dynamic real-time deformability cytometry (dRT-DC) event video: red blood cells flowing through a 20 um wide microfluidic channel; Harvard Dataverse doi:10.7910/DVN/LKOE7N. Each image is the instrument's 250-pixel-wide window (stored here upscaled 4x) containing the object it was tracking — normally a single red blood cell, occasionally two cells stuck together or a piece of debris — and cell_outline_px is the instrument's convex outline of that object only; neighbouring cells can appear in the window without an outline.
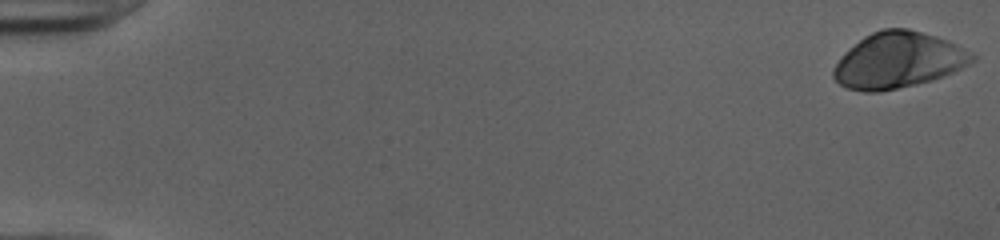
{"species": "human", "species_latin": "Homo sapiens", "temperature_condition": "cold", "stored_images_in_passage": 52, "camera_frame_rate_fps": 3000, "um_per_image_px": 0.085, "donor": {"sex": "female"}, "frame": {"image": 1, "passage_image": 1, "time_ms": 0.0, "image_size_px": [1000, 240], "cell_outline_px": [[976, 60], [944, 76], [932, 80], [916, 84], [880, 92], [864, 92], [848, 88], [840, 84], [832, 76], [832, 68], [840, 56], [844, 52], [864, 36], [872, 32], [884, 28], [908, 28], [936, 36], [948, 40], [976, 56]], "centroid_in_image_um": [76.31, 5.12], "position_along_channel_um": 8.7, "area_um2": 45.08}}
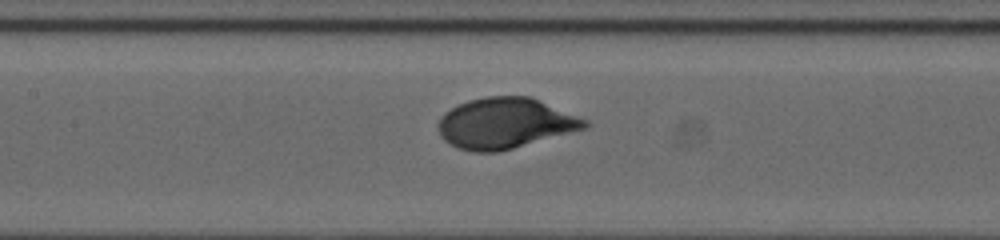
{"frame": {"image": 2, "passage_image": 26, "time_ms": 8.333, "image_size_px": [1000, 240], "cell_outline_px": [[592, 124], [588, 128], [512, 148], [496, 152], [472, 152], [456, 148], [444, 140], [440, 136], [436, 124], [440, 116], [444, 112], [468, 100], [484, 96], [528, 96], [588, 120]], "centroid_in_image_um": [42.9, 10.48], "position_along_channel_um": 164.5, "area_um2": 43.35}}
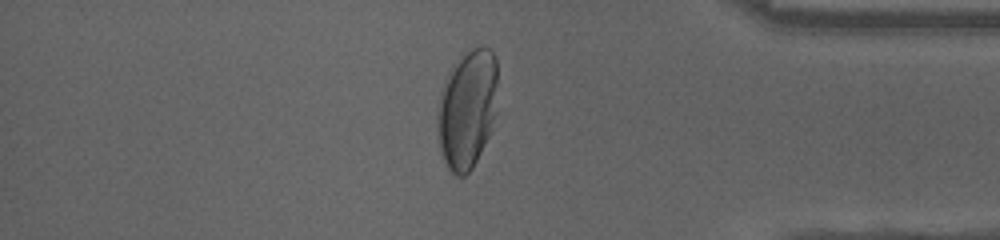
{"frame": {"image": 3, "passage_image": 45, "time_ms": 14.667, "image_size_px": [1000, 240], "cell_outline_px": [[496, 112], [488, 136], [472, 168], [464, 176], [456, 176], [448, 168], [440, 152], [436, 128], [436, 116], [440, 92], [448, 72], [472, 48], [480, 44], [488, 48], [496, 56]], "centroid_in_image_um": [39.69, 9.29], "position_along_channel_um": 395.5, "area_um2": 41.62}, "authors_computed_cell_mechanics": {"area_um2": 43.0321, "velocity_mm_per_s": 3.9652, "shape_relaxation_time_tau1_ms": 3.0276, "shape_relaxation_time_tau2_ms": null, "deformation_change_tau1": 0.1669, "deformation_change_tau2": null}}